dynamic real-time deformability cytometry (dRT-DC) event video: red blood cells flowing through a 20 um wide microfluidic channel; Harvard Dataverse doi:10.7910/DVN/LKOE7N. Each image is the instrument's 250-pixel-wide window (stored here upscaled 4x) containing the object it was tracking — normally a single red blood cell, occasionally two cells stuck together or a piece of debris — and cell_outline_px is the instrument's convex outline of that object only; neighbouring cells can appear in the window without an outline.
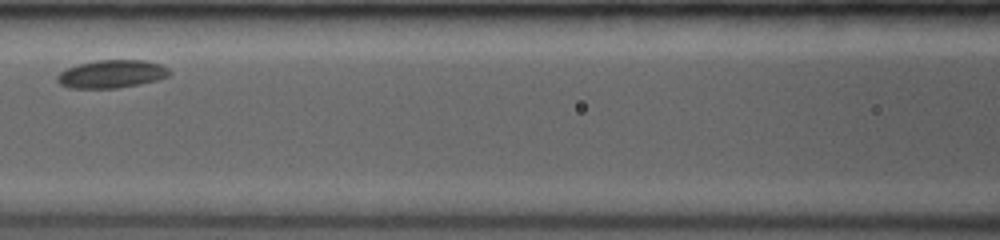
{"species": "common noctule bat (a hibernating species)", "species_latin": "Nyctalus noctula", "temperature_condition": "room temperature", "stored_images_in_passage": 20, "camera_frame_rate_fps": 3500, "um_per_image_px": 0.085, "animal": {"sex": "female", "body_mass_g": 19.0, "forearm_length_mm": 53.3}, "frame": {"image": 1, "passage_image": 6, "time_ms": 2.857, "image_size_px": [1000, 240], "cell_outline_px": [[168, 76], [156, 80], [140, 84], [116, 88], [72, 88], [60, 84], [56, 80], [56, 76], [60, 72], [68, 68], [80, 64], [96, 60], [144, 60], [160, 64], [168, 68]], "centroid_in_image_um": [9.47, 6.29], "position_along_channel_um": 157.1, "area_um2": 18.09}}
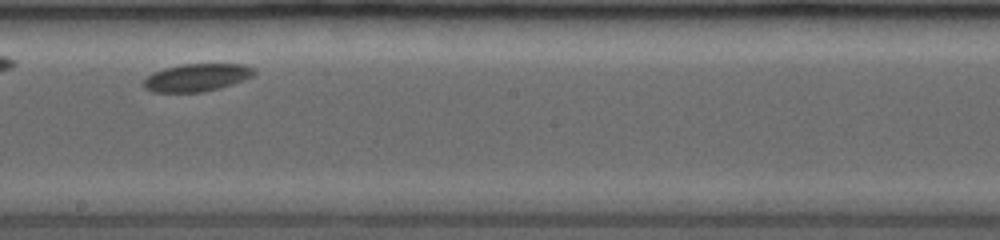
{"frame": {"image": 2, "passage_image": 12, "time_ms": 4.857, "image_size_px": [1000, 240], "cell_outline_px": [[256, 72], [252, 76], [244, 80], [220, 88], [204, 92], [152, 92], [144, 88], [144, 80], [152, 72], [164, 68], [180, 64], [244, 64], [252, 68]], "centroid_in_image_um": [16.71, 6.59], "position_along_channel_um": 231.5, "area_um2": 17.86}}
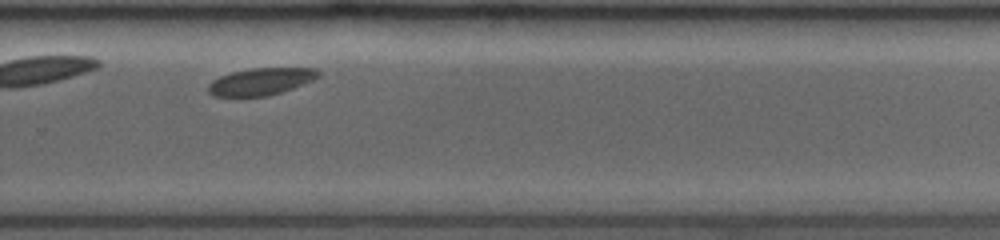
{"frame": {"image": 3, "passage_image": 17, "time_ms": 6.857, "image_size_px": [1000, 240], "cell_outline_px": [[320, 76], [304, 84], [268, 96], [216, 96], [208, 92], [208, 84], [212, 80], [220, 76], [232, 72], [252, 68], [316, 68], [320, 72]], "centroid_in_image_um": [22.18, 6.92], "position_along_channel_um": 307.6, "area_um2": 17.28}}